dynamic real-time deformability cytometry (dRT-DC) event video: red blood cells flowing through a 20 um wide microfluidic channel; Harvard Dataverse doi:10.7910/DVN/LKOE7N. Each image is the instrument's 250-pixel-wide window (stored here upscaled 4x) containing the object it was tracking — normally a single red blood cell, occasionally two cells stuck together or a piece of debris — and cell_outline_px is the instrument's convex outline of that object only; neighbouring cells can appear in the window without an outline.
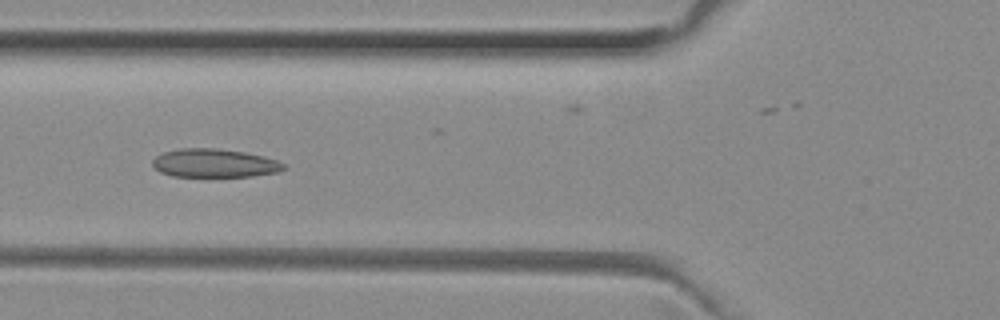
{"species": "common noctule bat (a hibernating species)", "species_latin": "Nyctalus noctula", "temperature_condition": "room temperature", "stored_images_in_passage": 36, "camera_frame_rate_fps": 3000, "um_per_image_px": 0.085, "animal": {"sex": "female", "body_mass_g": 29.2, "forearm_length_mm": 56.3}, "frame": {"image": 1, "passage_image": 3, "time_ms": 0.667, "image_size_px": [1000, 320], "cell_outline_px": [[288, 168], [280, 172], [252, 176], [172, 176], [160, 172], [152, 164], [152, 160], [156, 156], [164, 152], [176, 148], [216, 148], [244, 152], [264, 156], [276, 160], [284, 164]], "centroid_in_image_um": [18.24, 13.86], "position_along_channel_um": 107.6, "area_um2": 21.85}}
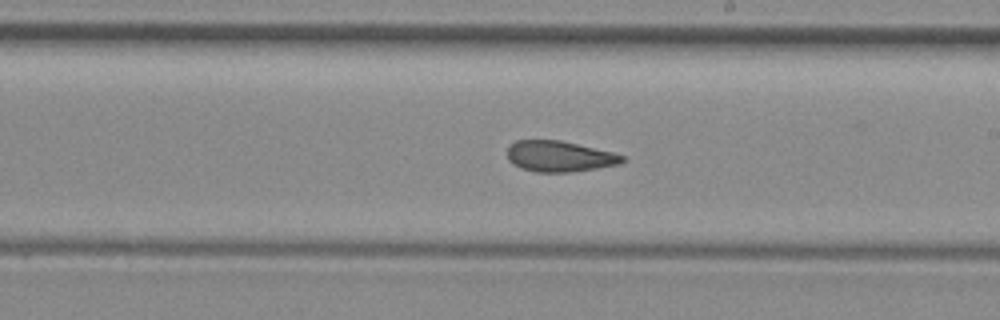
{"frame": {"image": 2, "passage_image": 13, "time_ms": 4.0, "image_size_px": [1000, 320], "cell_outline_px": [[628, 160], [620, 164], [596, 168], [568, 172], [536, 172], [520, 168], [512, 164], [508, 160], [508, 148], [516, 140], [560, 140], [612, 152], [624, 156]], "centroid_in_image_um": [47.55, 13.29], "position_along_channel_um": 241.4, "area_um2": 20.63}}
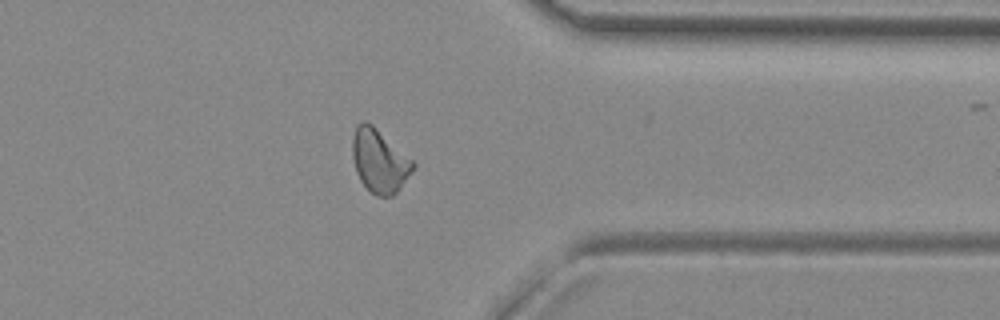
{"frame": {"image": 3, "passage_image": 24, "time_ms": 7.667, "image_size_px": [1000, 320], "cell_outline_px": [[416, 164], [400, 188], [392, 196], [376, 196], [360, 180], [356, 172], [352, 156], [352, 136], [356, 124], [364, 120], [372, 124], [412, 160]], "centroid_in_image_um": [32.21, 13.65], "position_along_channel_um": 379.2, "area_um2": 22.08}, "authors_computed_cell_mechanics": {"area_um2": 21.386, "velocity_mm_per_s": 4.0089, "shape_relaxation_time_tau1_ms": 4.3945, "shape_relaxation_time_tau2_ms": 2.1135, "deformation_change_tau1": 0.1135, "deformation_change_tau2": 0.0443}}